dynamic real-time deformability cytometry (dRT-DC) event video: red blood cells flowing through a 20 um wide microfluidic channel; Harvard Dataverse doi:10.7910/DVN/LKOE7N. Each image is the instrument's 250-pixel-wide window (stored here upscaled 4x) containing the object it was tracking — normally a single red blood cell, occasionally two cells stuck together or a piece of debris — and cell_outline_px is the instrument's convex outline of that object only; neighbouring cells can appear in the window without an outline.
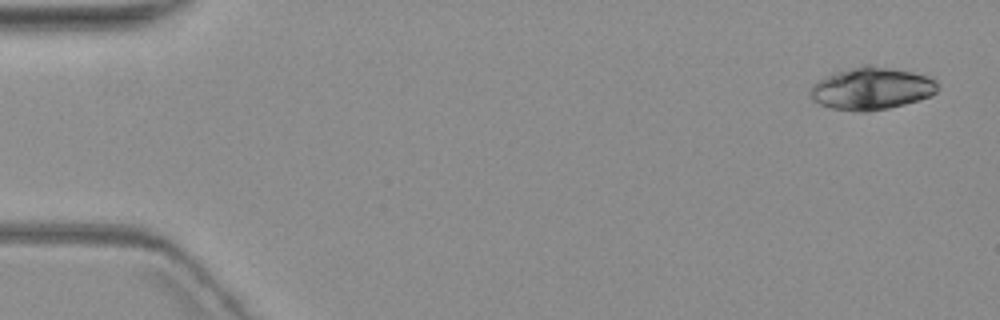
{"species": "common noctule bat (a hibernating species)", "species_latin": "Nyctalus noctula", "temperature_condition": "warm", "stored_images_in_passage": 5, "camera_frame_rate_fps": 3000, "um_per_image_px": 0.085, "animal": {"sex": "female", "body_mass_g": 19.3, "forearm_length_mm": 54.1}, "frame": {"image": 1, "passage_image": 1, "time_ms": 0.0, "image_size_px": [1000, 320], "cell_outline_px": [[936, 92], [932, 96], [920, 100], [888, 108], [868, 112], [860, 112], [832, 108], [820, 104], [812, 100], [808, 92], [812, 84], [816, 80], [832, 72], [864, 64], [868, 64], [912, 72], [928, 76], [936, 80]], "centroid_in_image_um": [74.02, 7.52], "position_along_channel_um": 11.0, "area_um2": 31.79}}